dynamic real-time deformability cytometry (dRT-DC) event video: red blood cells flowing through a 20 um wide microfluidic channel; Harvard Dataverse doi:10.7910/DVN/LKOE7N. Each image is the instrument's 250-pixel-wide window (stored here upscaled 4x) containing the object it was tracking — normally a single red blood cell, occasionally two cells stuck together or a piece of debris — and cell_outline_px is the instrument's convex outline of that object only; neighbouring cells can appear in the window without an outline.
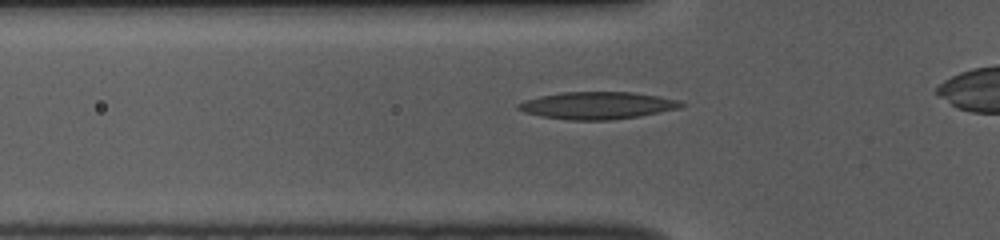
{"species": "common noctule bat (a hibernating species)", "species_latin": "Nyctalus noctula", "temperature_condition": "room temperature", "stored_images_in_passage": 32, "camera_frame_rate_fps": 3000, "um_per_image_px": 0.085, "animal": {"sex": "female", "body_mass_g": 10.0, "forearm_length_mm": 53.1}, "frame": {"image": 1, "passage_image": 6, "time_ms": 1.667, "image_size_px": [1000, 240], "cell_outline_px": [[684, 104], [680, 108], [640, 116], [612, 120], [568, 120], [540, 116], [524, 112], [516, 108], [516, 104], [524, 100], [540, 96], [560, 92], [632, 92], [660, 96], [680, 100]], "centroid_in_image_um": [50.76, 8.96], "position_along_channel_um": 75.0, "area_um2": 26.07}}
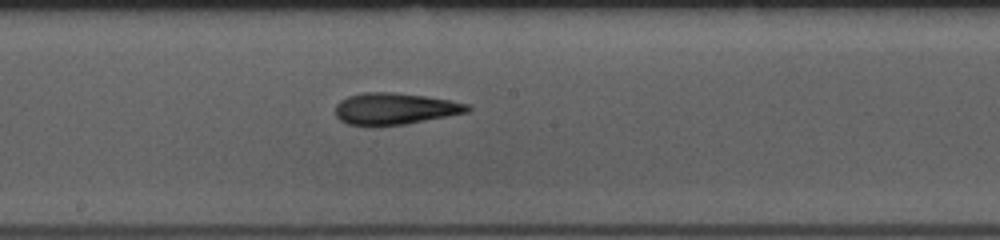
{"frame": {"image": 2, "passage_image": 17, "time_ms": 5.333, "image_size_px": [1000, 240], "cell_outline_px": [[472, 108], [468, 112], [404, 124], [372, 128], [348, 124], [340, 120], [336, 116], [336, 104], [340, 100], [348, 96], [364, 92], [396, 92], [424, 96], [448, 100], [468, 104]], "centroid_in_image_um": [33.5, 9.26], "position_along_channel_um": 214.7, "area_um2": 24.62}}
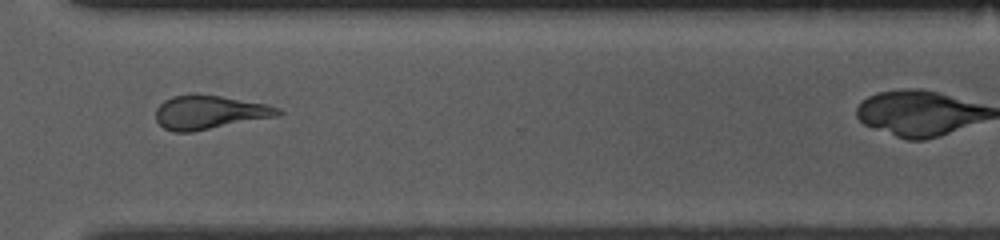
{"frame": {"image": 3, "passage_image": 28, "time_ms": 9.0, "image_size_px": [1000, 240], "cell_outline_px": [[284, 112], [280, 116], [192, 132], [172, 132], [164, 128], [156, 120], [156, 108], [164, 100], [172, 96], [220, 96], [268, 104], [280, 108]], "centroid_in_image_um": [17.86, 9.58], "position_along_channel_um": 352.7, "area_um2": 23.87}}